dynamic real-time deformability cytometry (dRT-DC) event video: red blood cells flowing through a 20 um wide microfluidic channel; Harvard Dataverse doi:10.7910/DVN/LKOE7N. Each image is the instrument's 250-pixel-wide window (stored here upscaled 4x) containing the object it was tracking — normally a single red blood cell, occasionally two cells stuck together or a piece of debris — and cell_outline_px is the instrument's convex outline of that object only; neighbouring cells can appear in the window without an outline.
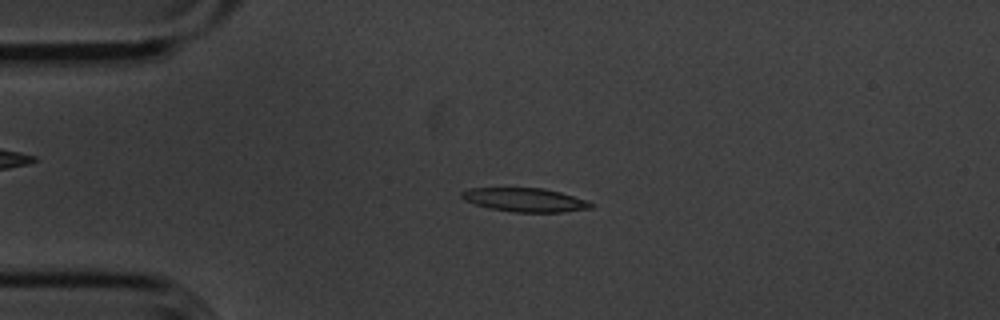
{"species": "common noctule bat (a hibernating species)", "species_latin": "Nyctalus noctula", "temperature_condition": "cold", "stored_images_in_passage": 48, "camera_frame_rate_fps": 3000, "um_per_image_px": 0.085, "animal": {"sex": "male", "body_mass_g": 20.1, "forearm_length_mm": 53.5}, "frame": {"image": 1, "passage_image": 6, "time_ms": 1.667, "image_size_px": [1000, 320], "cell_outline_px": [[592, 208], [564, 212], [516, 212], [488, 208], [464, 200], [460, 196], [460, 192], [472, 188], [544, 188], [560, 192], [588, 200], [592, 204]], "centroid_in_image_um": [44.63, 16.99], "position_along_channel_um": 40.4, "area_um2": 17.86}}
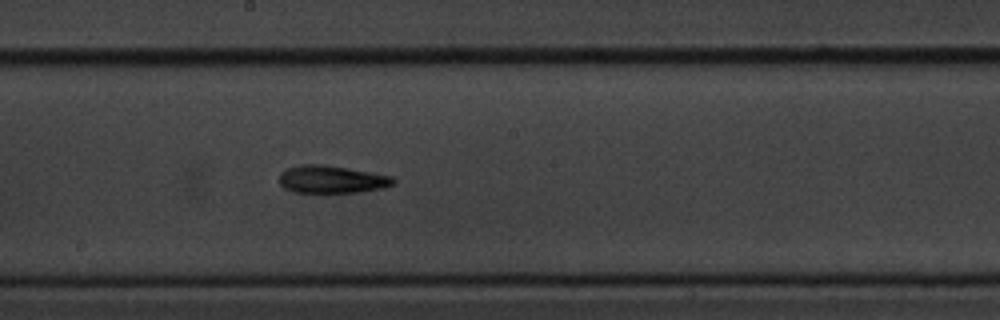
{"frame": {"image": 2, "passage_image": 23, "time_ms": 7.333, "image_size_px": [1000, 320], "cell_outline_px": [[396, 184], [384, 188], [360, 192], [292, 192], [284, 188], [280, 184], [280, 172], [288, 168], [300, 164], [324, 164], [348, 168], [392, 176], [396, 180]], "centroid_in_image_um": [28.21, 15.24], "position_along_channel_um": 220.0, "area_um2": 18.5}}
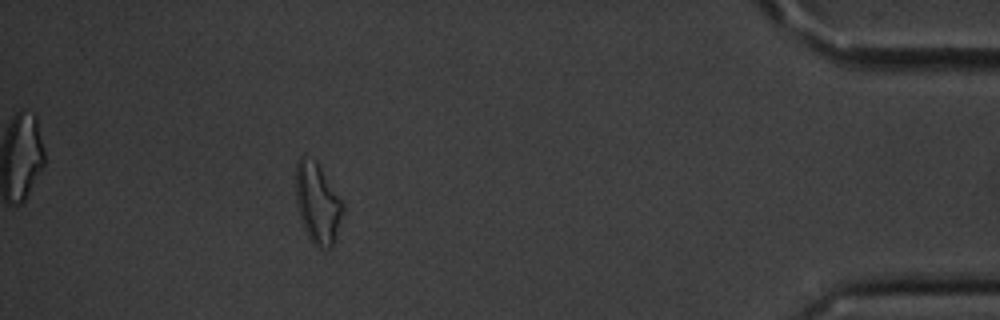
{"frame": {"image": 3, "passage_image": 43, "time_ms": 14.0, "image_size_px": [1000, 320], "cell_outline_px": [[344, 212], [332, 248], [316, 248], [308, 236], [304, 228], [296, 204], [296, 164], [300, 156], [304, 152], [316, 160], [344, 204]], "centroid_in_image_um": [26.99, 17.25], "position_along_channel_um": 408.2, "area_um2": 22.37}, "authors_computed_cell_mechanics": {"area_um2": 18.1781, "velocity_mm_per_s": 3.6038, "shape_relaxation_time_tau1_ms": 3.1964, "shape_relaxation_time_tau2_ms": 2.4831, "deformation_change_tau1": 0.157, "deformation_change_tau2": 0.1278}}